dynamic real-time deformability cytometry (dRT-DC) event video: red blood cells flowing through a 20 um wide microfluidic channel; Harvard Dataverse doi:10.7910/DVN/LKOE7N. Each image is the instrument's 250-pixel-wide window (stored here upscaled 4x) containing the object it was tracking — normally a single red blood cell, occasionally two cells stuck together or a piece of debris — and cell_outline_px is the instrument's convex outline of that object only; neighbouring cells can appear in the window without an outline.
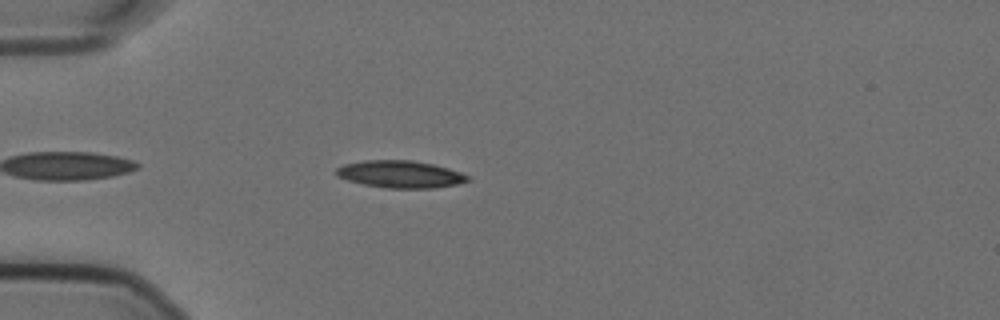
{"species": "Egyptian fruit bat (a non-hibernating species)", "species_latin": "Rousettus aegyptiacus", "temperature_condition": "cold", "stored_images_in_passage": 22, "camera_frame_rate_fps": 3000, "um_per_image_px": 0.085, "animal": {"sex": "female"}, "frame": {"image": 1, "passage_image": 5, "time_ms": 1.333, "image_size_px": [1000, 320], "cell_outline_px": [[468, 180], [456, 184], [432, 188], [388, 188], [364, 184], [348, 180], [336, 176], [336, 168], [344, 164], [364, 160], [412, 160], [432, 164], [448, 168], [460, 172], [468, 176]], "centroid_in_image_um": [33.98, 14.8], "position_along_channel_um": 51.0, "area_um2": 20.63}}
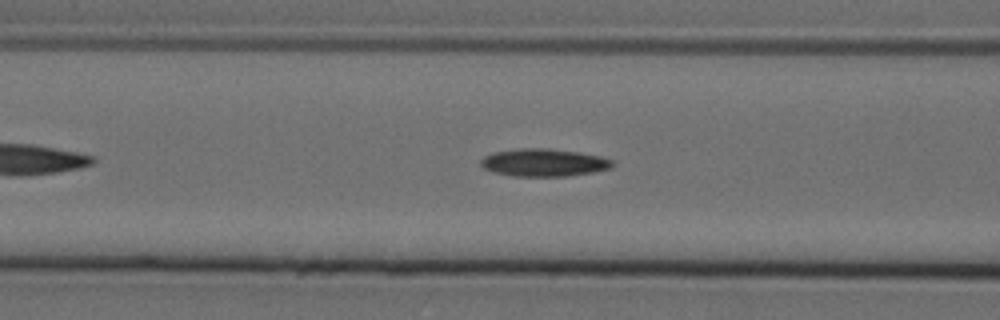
{"frame": {"image": 2, "passage_image": 12, "time_ms": 3.667, "image_size_px": [1000, 320], "cell_outline_px": [[612, 168], [592, 172], [568, 176], [512, 176], [496, 172], [484, 168], [480, 164], [480, 160], [484, 156], [496, 152], [520, 148], [548, 148], [576, 152], [600, 156], [612, 160]], "centroid_in_image_um": [46.22, 13.82], "position_along_channel_um": 120.4, "area_um2": 20.98}}
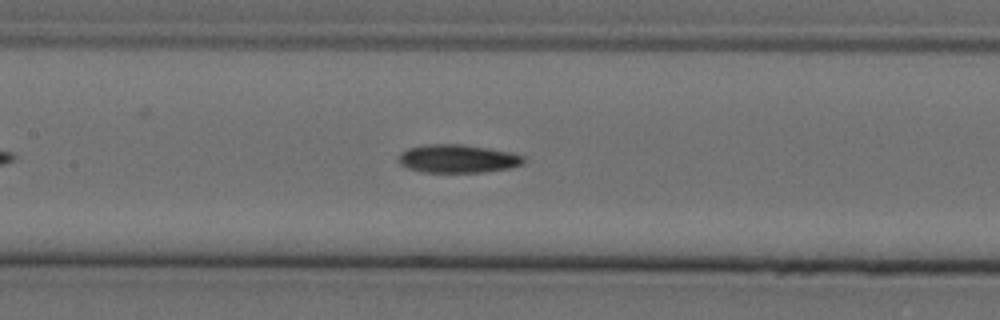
{"frame": {"image": 3, "passage_image": 16, "time_ms": 5.0, "image_size_px": [1000, 320], "cell_outline_px": [[524, 164], [512, 168], [484, 172], [420, 172], [408, 168], [400, 164], [396, 160], [400, 152], [408, 148], [428, 144], [460, 144], [488, 148], [512, 152], [524, 156]], "centroid_in_image_um": [38.9, 13.49], "position_along_channel_um": 168.5, "area_um2": 20.87}}